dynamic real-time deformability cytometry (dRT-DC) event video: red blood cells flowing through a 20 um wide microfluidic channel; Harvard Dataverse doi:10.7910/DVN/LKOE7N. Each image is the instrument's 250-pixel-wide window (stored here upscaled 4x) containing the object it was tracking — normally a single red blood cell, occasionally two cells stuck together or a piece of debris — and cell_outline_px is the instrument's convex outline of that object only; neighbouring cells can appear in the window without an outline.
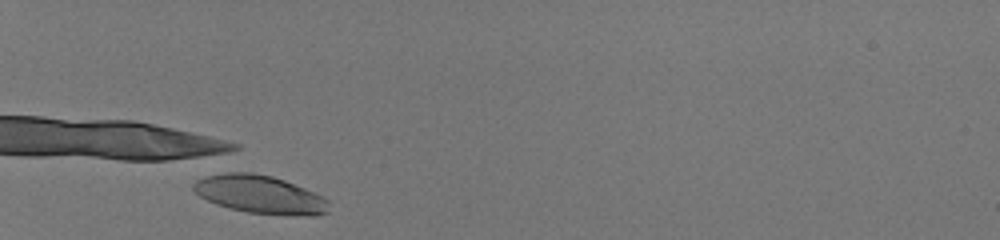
{"species": "human", "species_latin": "Homo sapiens", "temperature_condition": "room temperature", "stored_images_in_passage": 30, "camera_frame_rate_fps": 3000, "um_per_image_px": 0.085, "donor": {"sex": "male"}, "frame": {"image": 1, "passage_image": 1, "time_ms": 0.0, "image_size_px": [1000, 240], "cell_outline_px": [[328, 212], [316, 216], [292, 216], [248, 212], [228, 208], [216, 204], [200, 196], [192, 188], [192, 184], [196, 180], [204, 176], [224, 172], [252, 172], [272, 176], [284, 180], [324, 196], [328, 200]], "centroid_in_image_um": [22.1, 16.53], "position_along_channel_um": 62.9, "area_um2": 30.35}}
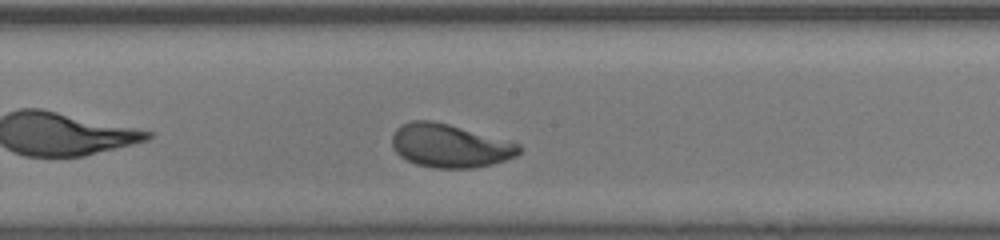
{"frame": {"image": 2, "passage_image": 14, "time_ms": 4.333, "image_size_px": [1000, 240], "cell_outline_px": [[520, 152], [516, 156], [492, 164], [472, 168], [436, 168], [416, 164], [400, 156], [396, 152], [392, 144], [392, 136], [396, 128], [400, 124], [412, 120], [432, 120], [448, 124], [520, 144]], "centroid_in_image_um": [38.2, 12.38], "position_along_channel_um": 210.0, "area_um2": 31.91}}
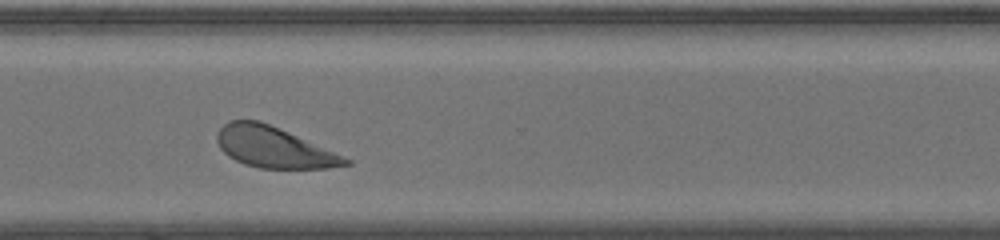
{"frame": {"image": 3, "passage_image": 24, "time_ms": 7.667, "image_size_px": [1000, 240], "cell_outline_px": [[352, 164], [328, 168], [260, 168], [244, 164], [228, 156], [220, 148], [216, 140], [216, 132], [228, 120], [260, 120], [352, 160]], "centroid_in_image_um": [23.22, 12.52], "position_along_channel_um": 347.4, "area_um2": 30.23}, "authors_computed_cell_mechanics": {"area_um2": 31.501, "velocity_mm_per_s": 4.1088, "shape_relaxation_time_tau1_ms": 1.9361, "shape_relaxation_time_tau2_ms": null, "deformation_change_tau1": 0.1498, "deformation_change_tau2": null}}